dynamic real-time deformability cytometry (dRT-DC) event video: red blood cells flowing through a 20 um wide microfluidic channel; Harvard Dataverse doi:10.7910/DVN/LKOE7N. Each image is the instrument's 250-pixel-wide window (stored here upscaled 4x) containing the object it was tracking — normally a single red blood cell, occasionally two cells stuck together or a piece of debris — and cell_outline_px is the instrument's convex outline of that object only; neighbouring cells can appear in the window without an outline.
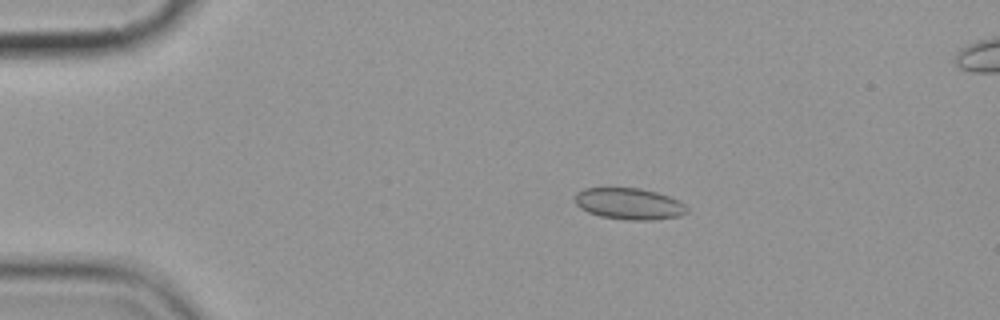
{"species": "common noctule bat (a hibernating species)", "species_latin": "Nyctalus noctula", "temperature_condition": "cold", "stored_images_in_passage": 9, "camera_frame_rate_fps": 3000, "um_per_image_px": 0.085, "animal": {"sex": "female", "body_mass_g": 19.9}, "frame": {"image": 1, "passage_image": 2, "time_ms": 1.333, "image_size_px": [1000, 320], "cell_outline_px": [[688, 212], [680, 216], [652, 220], [628, 220], [600, 216], [588, 212], [580, 208], [576, 204], [576, 192], [584, 188], [640, 188], [656, 192], [680, 200], [688, 208]], "centroid_in_image_um": [53.5, 17.32], "position_along_channel_um": 31.5, "area_um2": 20.58}}
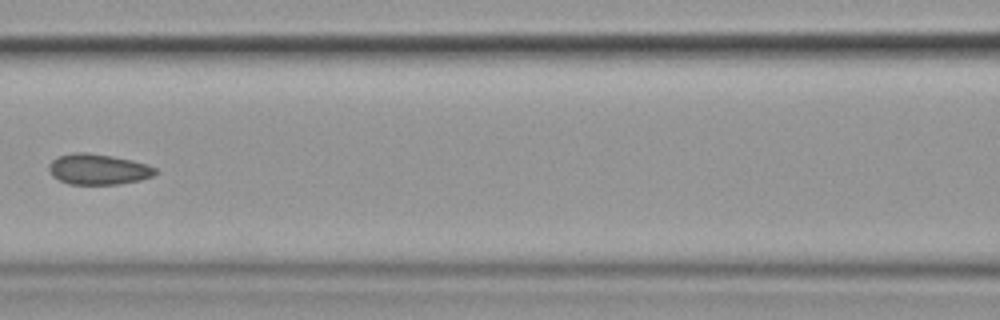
{"frame": {"image": 2, "passage_image": 6, "time_ms": 6.333, "image_size_px": [1000, 320], "cell_outline_px": [[156, 172], [152, 176], [140, 180], [120, 184], [68, 184], [52, 176], [48, 168], [48, 164], [52, 160], [60, 156], [72, 152], [88, 152], [112, 156], [132, 160], [148, 164], [156, 168]], "centroid_in_image_um": [8.34, 14.38], "position_along_channel_um": 158.3, "area_um2": 19.07}}
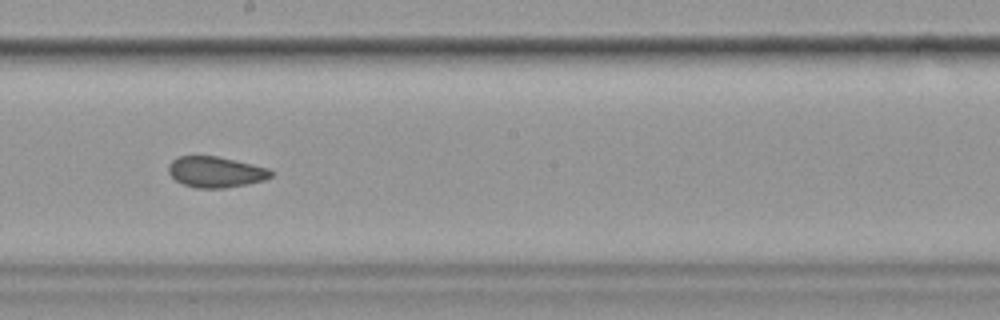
{"frame": {"image": 3, "passage_image": 8, "time_ms": 8.333, "image_size_px": [1000, 320], "cell_outline_px": [[272, 176], [264, 180], [248, 184], [224, 188], [196, 188], [184, 184], [176, 180], [168, 172], [168, 164], [172, 160], [180, 156], [216, 156], [252, 164], [268, 168], [272, 172]], "centroid_in_image_um": [18.32, 14.62], "position_along_channel_um": 229.9, "area_um2": 18.32}}